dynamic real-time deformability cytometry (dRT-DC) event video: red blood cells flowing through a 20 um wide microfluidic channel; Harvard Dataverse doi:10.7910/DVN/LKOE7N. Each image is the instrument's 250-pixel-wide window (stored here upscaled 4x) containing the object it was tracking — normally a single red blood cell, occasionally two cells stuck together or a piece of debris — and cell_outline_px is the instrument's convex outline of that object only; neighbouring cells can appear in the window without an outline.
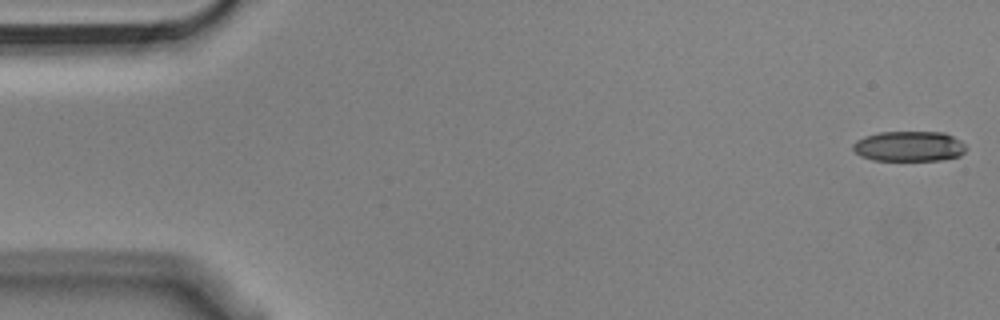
{"species": "Egyptian fruit bat (a non-hibernating species)", "species_latin": "Rousettus aegyptiacus", "temperature_condition": "cold", "stored_images_in_passage": 10, "camera_frame_rate_fps": 3000, "um_per_image_px": 0.085, "animal": {"sex": "male"}, "frame": {"image": 1, "passage_image": 1, "time_ms": 0.0, "image_size_px": [1000, 320], "cell_outline_px": [[968, 148], [960, 156], [940, 160], [872, 160], [860, 156], [852, 148], [852, 144], [856, 140], [864, 136], [880, 132], [944, 132], [960, 140]], "centroid_in_image_um": [77.27, 12.43], "position_along_channel_um": 7.7, "area_um2": 20.06}}